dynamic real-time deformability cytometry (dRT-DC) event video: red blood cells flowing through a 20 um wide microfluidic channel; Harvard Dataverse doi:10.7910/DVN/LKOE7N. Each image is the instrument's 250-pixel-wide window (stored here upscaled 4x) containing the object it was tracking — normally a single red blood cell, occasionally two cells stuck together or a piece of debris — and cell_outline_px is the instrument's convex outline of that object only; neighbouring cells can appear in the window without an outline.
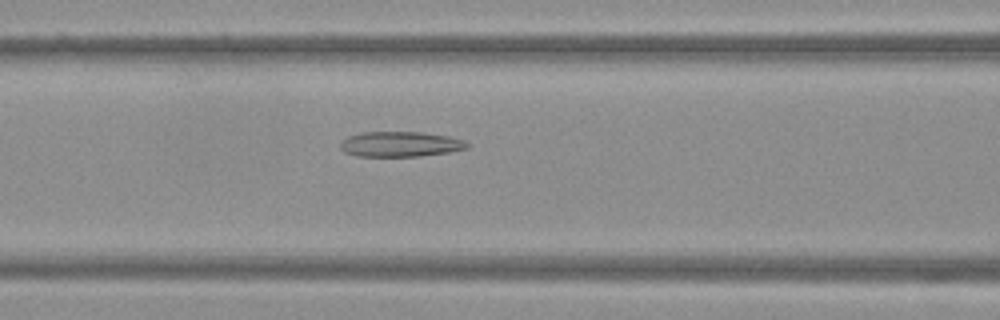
{"species": "Egyptian fruit bat (a non-hibernating species)", "species_latin": "Rousettus aegyptiacus", "temperature_condition": "warm", "stored_images_in_passage": 50, "camera_frame_rate_fps": 3000, "um_per_image_px": 0.085, "frame": {"image": 1, "passage_image": 21, "time_ms": 6.667, "image_size_px": [1000, 320], "cell_outline_px": [[468, 148], [448, 152], [420, 156], [356, 156], [344, 152], [340, 148], [340, 140], [348, 136], [360, 132], [424, 132], [448, 136], [464, 140], [468, 144]], "centroid_in_image_um": [33.98, 12.25], "position_along_channel_um": 132.6, "area_um2": 18.73}}
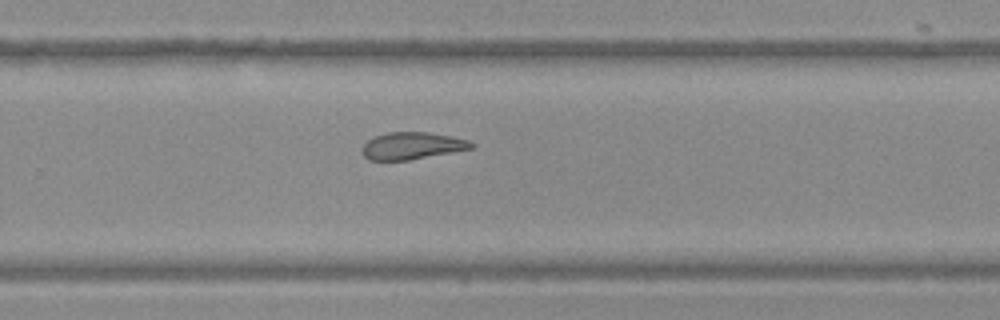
{"frame": {"image": 2, "passage_image": 33, "time_ms": 10.667, "image_size_px": [1000, 320], "cell_outline_px": [[476, 144], [472, 148], [452, 152], [408, 160], [368, 160], [364, 156], [360, 148], [372, 136], [384, 132], [428, 132], [452, 136], [468, 140]], "centroid_in_image_um": [34.98, 12.38], "position_along_channel_um": 294.8, "area_um2": 17.4}}
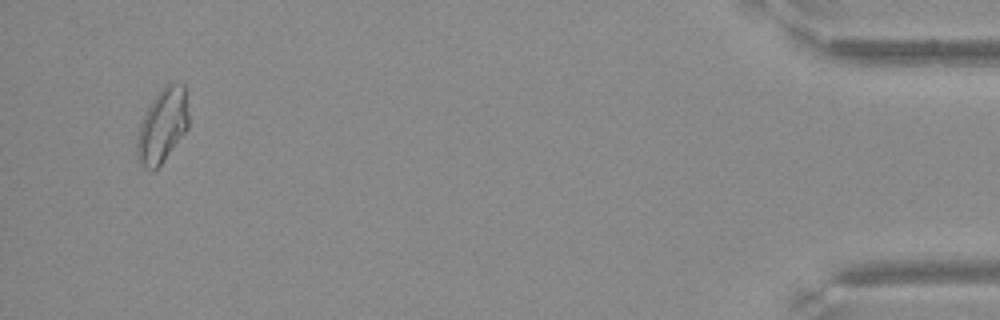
{"frame": {"image": 3, "passage_image": 48, "time_ms": 15.667, "image_size_px": [1000, 320], "cell_outline_px": [[188, 128], [160, 164], [152, 172], [144, 168], [136, 160], [136, 140], [140, 124], [148, 104], [160, 88], [168, 80], [184, 84], [188, 112]], "centroid_in_image_um": [13.77, 10.63], "position_along_channel_um": 421.4, "area_um2": 22.66}}